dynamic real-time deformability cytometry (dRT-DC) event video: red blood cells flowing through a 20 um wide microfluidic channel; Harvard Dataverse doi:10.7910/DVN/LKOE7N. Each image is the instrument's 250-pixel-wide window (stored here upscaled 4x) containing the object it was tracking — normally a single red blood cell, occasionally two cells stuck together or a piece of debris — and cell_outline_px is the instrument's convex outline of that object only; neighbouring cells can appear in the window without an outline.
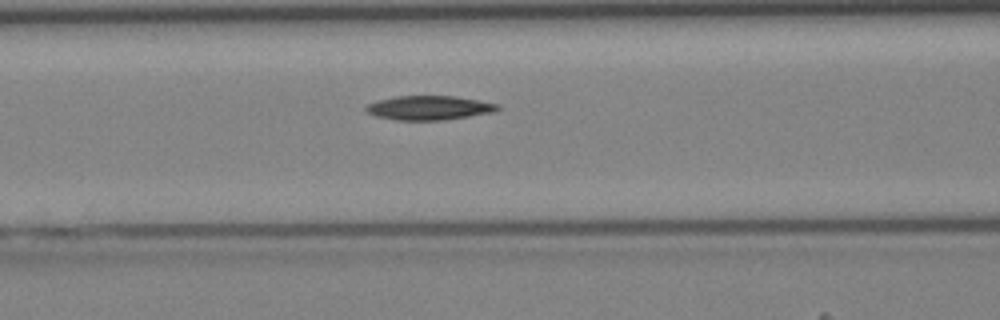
{"species": "Egyptian fruit bat (a non-hibernating species)", "species_latin": "Rousettus aegyptiacus", "temperature_condition": "cold", "stored_images_in_passage": 26, "camera_frame_rate_fps": 3000, "um_per_image_px": 0.085, "animal": {"sex": "female"}, "frame": {"image": 1, "passage_image": 9, "time_ms": 2.667, "image_size_px": [1000, 320], "cell_outline_px": [[500, 108], [492, 112], [468, 116], [440, 120], [396, 120], [376, 116], [368, 112], [364, 108], [368, 104], [380, 100], [396, 96], [456, 96], [500, 104]], "centroid_in_image_um": [36.48, 9.16], "position_along_channel_um": 130.1, "area_um2": 18.32}}
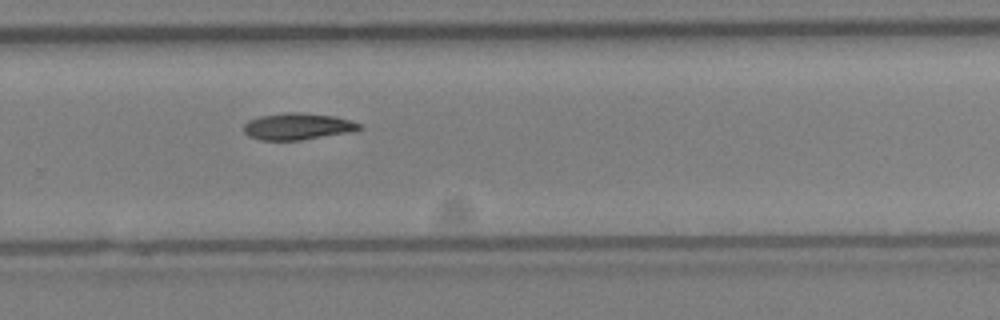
{"frame": {"image": 2, "passage_image": 20, "time_ms": 6.333, "image_size_px": [1000, 320], "cell_outline_px": [[360, 128], [344, 132], [300, 140], [260, 140], [248, 136], [244, 132], [244, 124], [248, 120], [260, 116], [284, 112], [304, 112], [336, 116], [360, 124]], "centroid_in_image_um": [25.2, 10.72], "position_along_channel_um": 304.6, "area_um2": 17.69}}
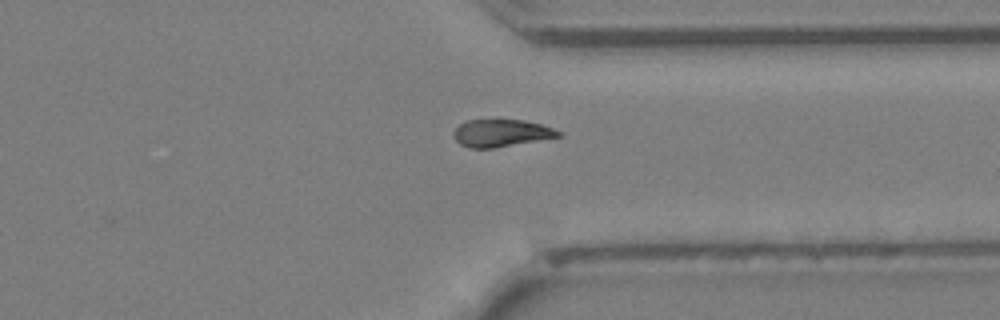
{"frame": {"image": 3, "passage_image": 24, "time_ms": 7.667, "image_size_px": [1000, 320], "cell_outline_px": [[564, 136], [492, 148], [468, 148], [460, 144], [456, 140], [456, 128], [464, 120], [524, 120], [540, 124], [552, 128], [560, 132]], "centroid_in_image_um": [42.63, 11.31], "position_along_channel_um": 368.8, "area_um2": 16.47}}